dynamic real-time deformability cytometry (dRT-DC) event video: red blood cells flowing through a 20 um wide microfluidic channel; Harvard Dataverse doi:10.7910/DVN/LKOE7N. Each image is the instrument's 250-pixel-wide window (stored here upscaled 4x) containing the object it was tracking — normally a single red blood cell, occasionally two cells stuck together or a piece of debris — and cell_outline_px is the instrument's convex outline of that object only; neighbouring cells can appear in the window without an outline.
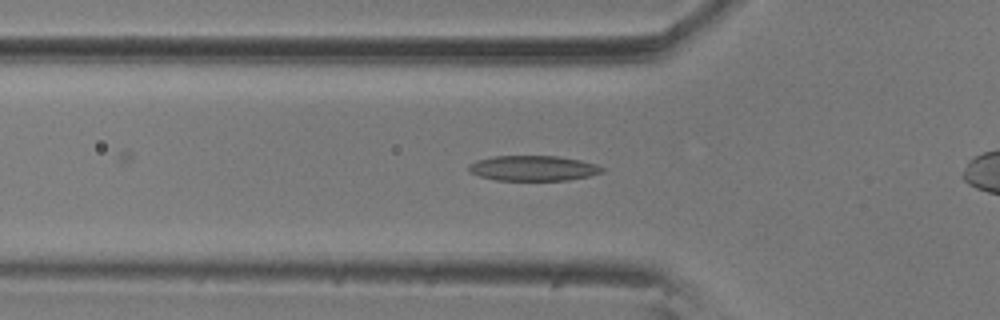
{"species": "common noctule bat (a hibernating species)", "species_latin": "Nyctalus noctula", "temperature_condition": "room temperature", "stored_images_in_passage": 21, "camera_frame_rate_fps": 3000, "um_per_image_px": 0.085, "animal": {"sex": "male", "body_mass_g": 20.5, "forearm_length_mm": 52.5}, "frame": {"image": 1, "passage_image": 15, "time_ms": 4.667, "image_size_px": [1000, 320], "cell_outline_px": [[604, 172], [588, 176], [568, 180], [496, 180], [480, 176], [468, 172], [468, 164], [476, 160], [496, 156], [556, 156], [580, 160], [596, 164], [604, 168]], "centroid_in_image_um": [45.3, 14.3], "position_along_channel_um": 80.5, "area_um2": 19.59}}
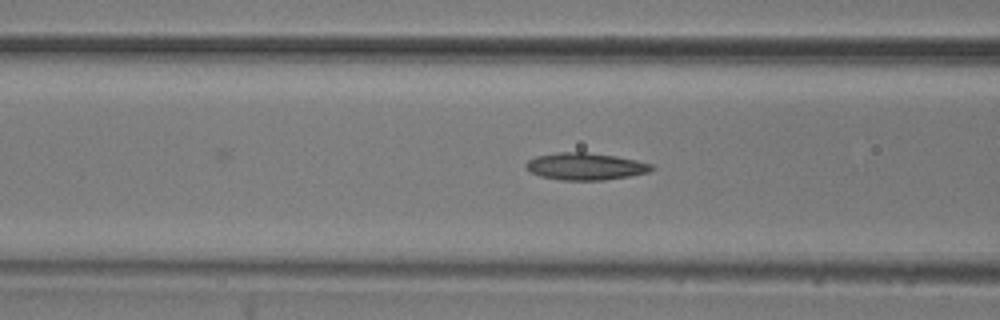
{"frame": {"image": 2, "passage_image": 18, "time_ms": 5.667, "image_size_px": [1000, 320], "cell_outline_px": [[656, 168], [648, 172], [628, 176], [604, 180], [560, 180], [540, 176], [532, 172], [524, 164], [528, 160], [536, 156], [556, 152], [584, 152], [616, 156], [636, 160], [652, 164]], "centroid_in_image_um": [49.76, 14.14], "position_along_channel_um": 116.8, "area_um2": 19.77}}
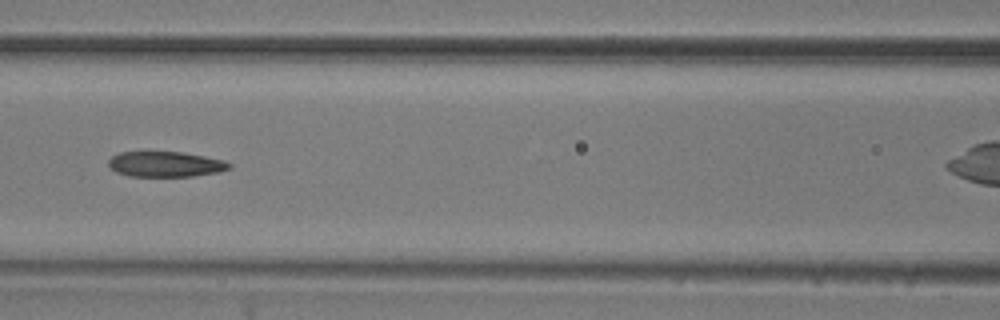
{"frame": {"image": 3, "passage_image": 21, "time_ms": 6.667, "image_size_px": [1000, 320], "cell_outline_px": [[232, 168], [220, 172], [192, 176], [128, 176], [116, 172], [108, 164], [108, 160], [112, 156], [120, 152], [184, 152], [224, 160], [232, 164]], "centroid_in_image_um": [14.1, 13.96], "position_along_channel_um": 152.5, "area_um2": 17.92}}